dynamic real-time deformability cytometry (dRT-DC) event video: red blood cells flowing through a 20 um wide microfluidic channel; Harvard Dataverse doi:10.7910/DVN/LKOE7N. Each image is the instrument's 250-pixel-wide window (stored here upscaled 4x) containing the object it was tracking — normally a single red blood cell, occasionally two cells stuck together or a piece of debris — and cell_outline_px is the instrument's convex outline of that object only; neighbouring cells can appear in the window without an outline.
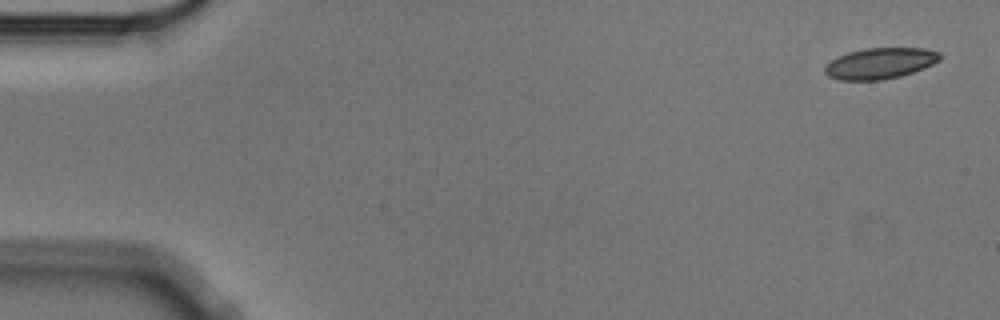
{"species": "Egyptian fruit bat (a non-hibernating species)", "species_latin": "Rousettus aegyptiacus", "temperature_condition": "cold", "stored_images_in_passage": 4, "camera_frame_rate_fps": 3000, "um_per_image_px": 0.085, "animal": {"sex": "male"}, "frame": {"image": 1, "passage_image": 1, "time_ms": 0.0, "image_size_px": [1000, 320], "cell_outline_px": [[940, 60], [924, 68], [900, 76], [880, 80], [840, 80], [828, 76], [824, 72], [824, 68], [836, 56], [848, 52], [864, 48], [924, 48], [940, 52]], "centroid_in_image_um": [74.79, 5.38], "position_along_channel_um": 10.2, "area_um2": 20.75}}
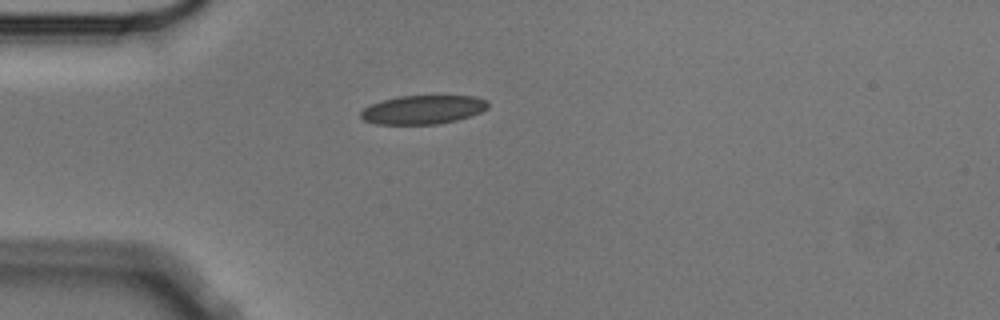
{"frame": {"image": 2, "passage_image": 4, "time_ms": 1.0, "image_size_px": [1000, 320], "cell_outline_px": [[488, 108], [480, 112], [456, 120], [436, 124], [376, 124], [364, 120], [360, 116], [360, 112], [364, 108], [380, 100], [400, 96], [476, 96], [488, 100]], "centroid_in_image_um": [35.94, 9.31], "position_along_channel_um": 49.1, "area_um2": 21.27}}